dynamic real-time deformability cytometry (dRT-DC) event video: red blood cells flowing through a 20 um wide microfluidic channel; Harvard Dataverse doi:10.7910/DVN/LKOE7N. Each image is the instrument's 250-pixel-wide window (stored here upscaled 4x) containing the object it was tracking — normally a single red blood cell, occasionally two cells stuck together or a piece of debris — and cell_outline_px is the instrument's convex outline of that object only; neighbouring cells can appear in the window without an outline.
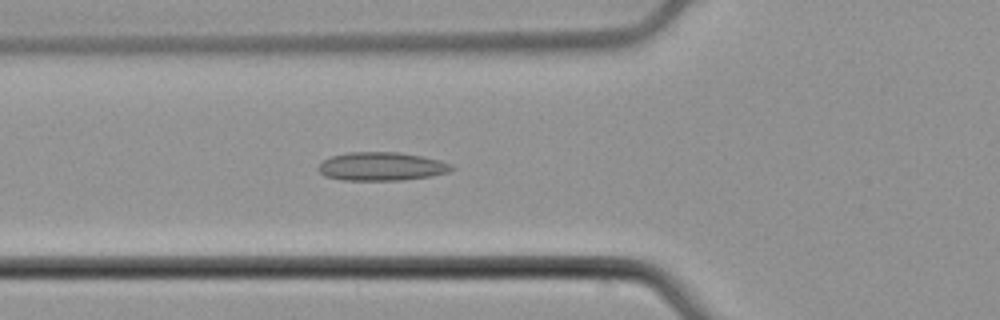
{"species": "common noctule bat (a hibernating species)", "species_latin": "Nyctalus noctula", "temperature_condition": "cold", "stored_images_in_passage": 41, "camera_frame_rate_fps": 3000, "um_per_image_px": 0.085, "animal": {"sex": "male", "body_mass_g": 21.5, "forearm_length_mm": 52.0}, "frame": {"image": 1, "passage_image": 7, "time_ms": 2.0, "image_size_px": [1000, 320], "cell_outline_px": [[456, 168], [448, 172], [432, 176], [404, 180], [340, 180], [324, 176], [320, 172], [320, 164], [324, 160], [332, 156], [348, 152], [396, 152], [420, 156], [440, 160], [452, 164]], "centroid_in_image_um": [32.46, 14.15], "position_along_channel_um": 93.3, "area_um2": 22.08}}
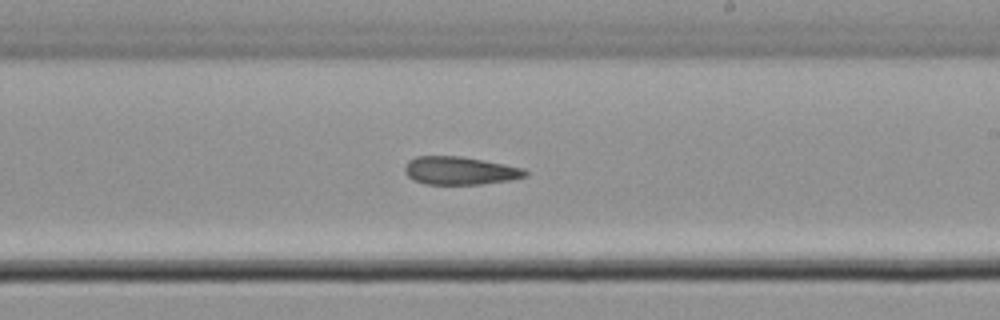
{"frame": {"image": 2, "passage_image": 19, "time_ms": 6.0, "image_size_px": [1000, 320], "cell_outline_px": [[528, 176], [508, 180], [480, 184], [424, 184], [412, 180], [404, 172], [404, 168], [408, 160], [416, 156], [460, 156], [504, 164], [524, 168], [528, 172]], "centroid_in_image_um": [39.06, 14.5], "position_along_channel_um": 249.9, "area_um2": 19.71}}
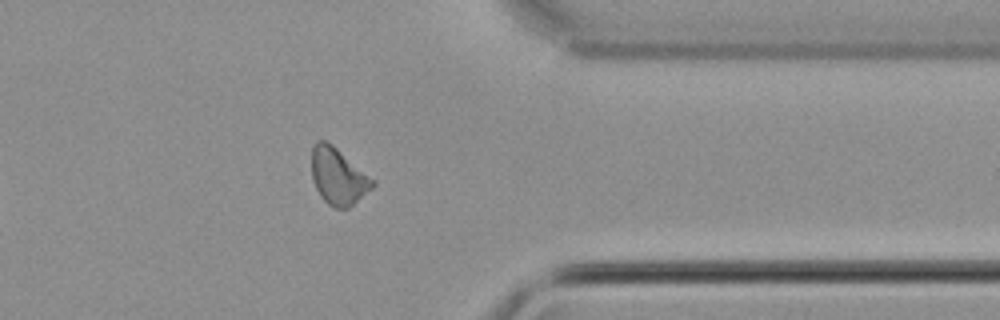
{"frame": {"image": 3, "passage_image": 30, "time_ms": 9.667, "image_size_px": [1000, 320], "cell_outline_px": [[376, 184], [372, 188], [348, 208], [336, 208], [328, 204], [320, 196], [312, 180], [312, 148], [316, 140], [324, 140], [332, 144], [376, 180]], "centroid_in_image_um": [28.75, 14.98], "position_along_channel_um": 382.7, "area_um2": 20.11}}